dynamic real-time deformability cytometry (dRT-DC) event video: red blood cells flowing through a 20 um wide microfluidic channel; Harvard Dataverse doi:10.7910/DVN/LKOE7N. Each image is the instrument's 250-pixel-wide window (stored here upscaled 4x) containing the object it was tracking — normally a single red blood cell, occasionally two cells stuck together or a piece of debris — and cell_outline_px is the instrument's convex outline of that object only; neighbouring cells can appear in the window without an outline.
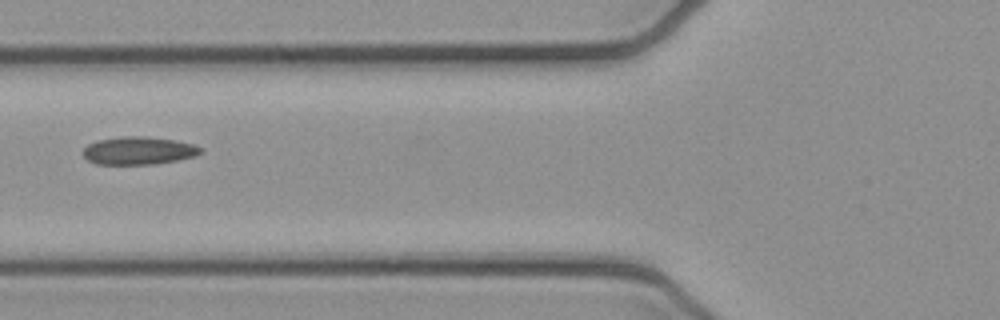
{"species": "common noctule bat (a hibernating species)", "species_latin": "Nyctalus noctula", "temperature_condition": "cold", "stored_images_in_passage": 5, "camera_frame_rate_fps": 3000, "um_per_image_px": 0.085, "animal": {"sex": "female", "body_mass_g": 21.9}, "frame": {"image": 1, "passage_image": 4, "time_ms": 1.0, "image_size_px": [1000, 320], "cell_outline_px": [[204, 152], [196, 156], [156, 164], [96, 164], [88, 160], [84, 156], [84, 148], [88, 144], [96, 140], [120, 136], [144, 136], [176, 140], [196, 144], [204, 148]], "centroid_in_image_um": [11.84, 12.79], "position_along_channel_um": 114.0, "area_um2": 19.36}}
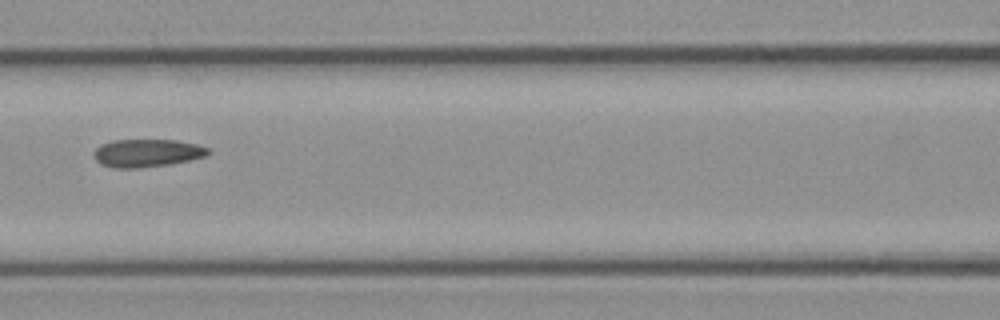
{"frame": {"image": 2, "passage_image": 5, "time_ms": 1.333, "image_size_px": [1000, 320], "cell_outline_px": [[212, 152], [204, 156], [188, 160], [168, 164], [140, 168], [112, 168], [100, 164], [92, 156], [92, 152], [100, 144], [112, 140], [176, 140], [196, 144], [208, 148]], "centroid_in_image_um": [12.43, 13.01], "position_along_channel_um": 154.2, "area_um2": 18.67}}